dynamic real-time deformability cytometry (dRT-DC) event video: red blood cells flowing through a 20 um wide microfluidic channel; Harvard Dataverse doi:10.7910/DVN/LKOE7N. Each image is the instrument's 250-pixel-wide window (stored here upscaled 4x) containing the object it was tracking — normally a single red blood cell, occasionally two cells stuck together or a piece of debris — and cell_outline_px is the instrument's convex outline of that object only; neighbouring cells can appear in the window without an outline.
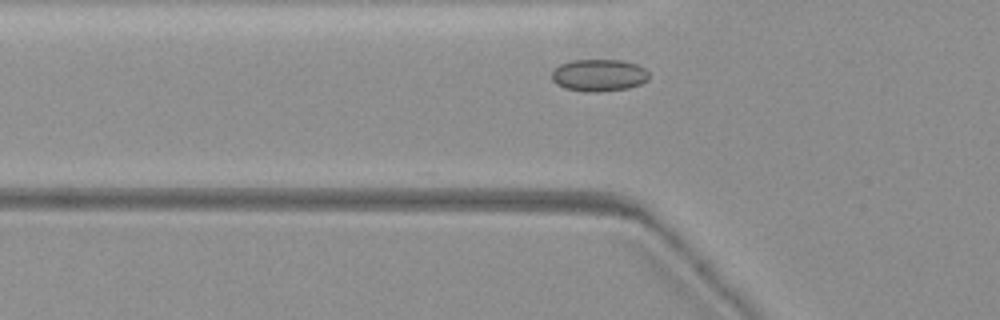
{"species": "common noctule bat (a hibernating species)", "species_latin": "Nyctalus noctula", "temperature_condition": "warm", "stored_images_in_passage": 17, "camera_frame_rate_fps": 3000, "um_per_image_px": 0.085, "animal": {"sex": "female", "body_mass_g": 19.3, "forearm_length_mm": 54.1}, "frame": {"image": 1, "passage_image": 2, "time_ms": 0.333, "image_size_px": [1000, 320], "cell_outline_px": [[648, 80], [640, 84], [628, 88], [596, 92], [584, 92], [564, 88], [556, 84], [552, 80], [552, 72], [560, 64], [572, 60], [624, 60], [636, 64], [644, 68], [648, 72]], "centroid_in_image_um": [50.9, 6.4], "position_along_channel_um": 74.9, "area_um2": 18.26}}
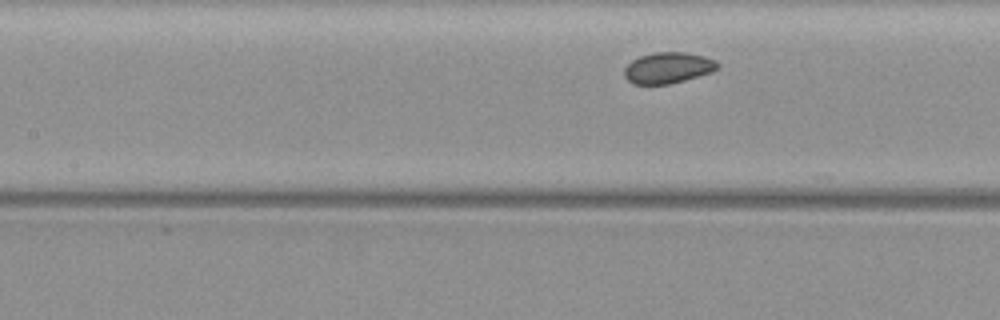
{"frame": {"image": 2, "passage_image": 10, "time_ms": 3.0, "image_size_px": [1000, 320], "cell_outline_px": [[720, 64], [712, 72], [684, 80], [668, 84], [632, 84], [624, 76], [624, 68], [632, 60], [640, 56], [656, 52], [684, 52], [704, 56], [716, 60]], "centroid_in_image_um": [56.77, 5.76], "position_along_channel_um": 150.6, "area_um2": 16.82}}
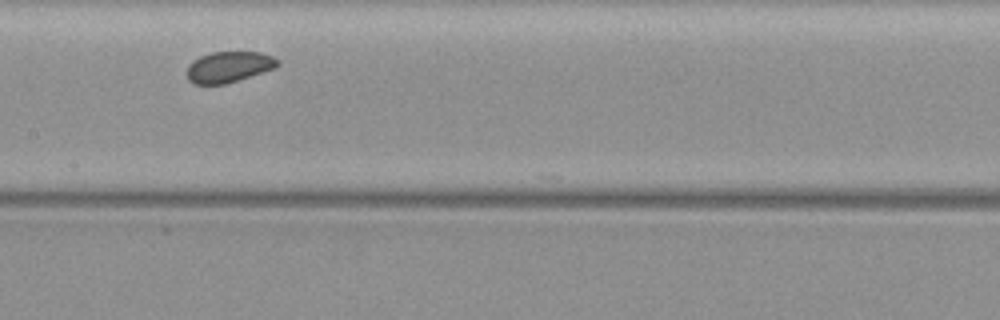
{"frame": {"image": 3, "passage_image": 14, "time_ms": 4.333, "image_size_px": [1000, 320], "cell_outline_px": [[280, 64], [272, 68], [224, 84], [196, 84], [188, 80], [188, 64], [192, 60], [200, 56], [212, 52], [260, 52], [272, 56], [280, 60]], "centroid_in_image_um": [19.42, 5.67], "position_along_channel_um": 188.0, "area_um2": 16.01}}